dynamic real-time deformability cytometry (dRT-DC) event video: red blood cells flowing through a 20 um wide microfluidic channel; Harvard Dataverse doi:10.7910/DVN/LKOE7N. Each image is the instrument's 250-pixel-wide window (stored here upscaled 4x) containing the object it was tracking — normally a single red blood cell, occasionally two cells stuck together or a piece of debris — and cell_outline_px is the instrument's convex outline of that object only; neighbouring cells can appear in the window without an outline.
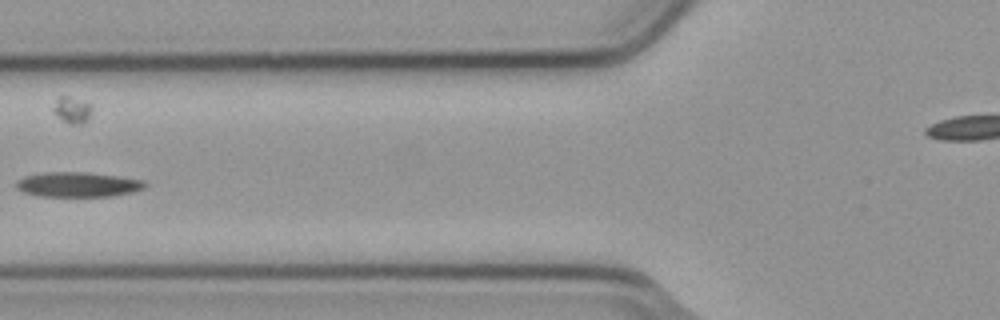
{"species": "common noctule bat (a hibernating species)", "species_latin": "Nyctalus noctula", "temperature_condition": "cold", "stored_images_in_passage": 4, "segment_of_instrument_passage": [1, 2], "camera_frame_rate_fps": 3000, "um_per_image_px": 0.085, "animal": {"sex": "male", "body_mass_g": 23.1, "forearm_length_mm": 52.7}, "frame": {"image": 1, "passage_image": 3, "time_ms": 0.667, "image_size_px": [1000, 320], "cell_outline_px": [[148, 184], [144, 188], [132, 192], [112, 196], [36, 196], [24, 192], [16, 188], [16, 180], [24, 176], [48, 172], [84, 172], [116, 176], [140, 180]], "centroid_in_image_um": [6.57, 15.69], "position_along_channel_um": 119.2, "area_um2": 18.5}}